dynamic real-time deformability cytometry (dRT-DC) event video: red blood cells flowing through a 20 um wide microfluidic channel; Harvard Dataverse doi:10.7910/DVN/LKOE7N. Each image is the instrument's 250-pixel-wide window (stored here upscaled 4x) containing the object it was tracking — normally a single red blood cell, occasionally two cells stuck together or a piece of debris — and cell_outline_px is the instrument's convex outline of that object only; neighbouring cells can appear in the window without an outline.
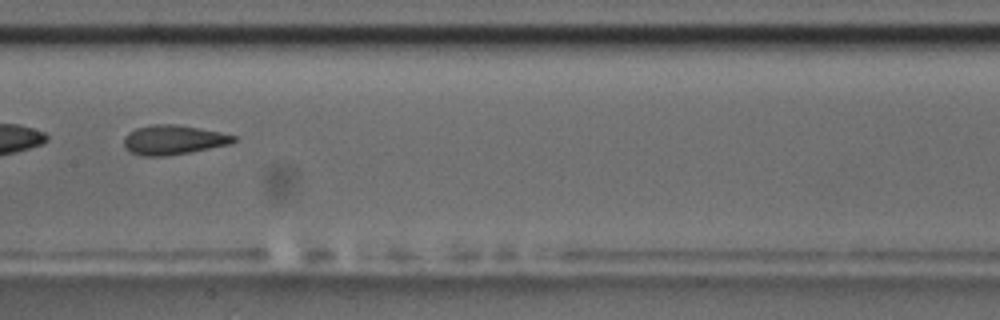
{"species": "common noctule bat (a hibernating species)", "species_latin": "Nyctalus noctula", "temperature_condition": "room temperature", "stored_images_in_passage": 14, "camera_frame_rate_fps": 3000, "um_per_image_px": 0.085, "animal": {"sex": "male", "body_mass_g": 17.5, "forearm_length_mm": 52.3}, "frame": {"image": 1, "passage_image": 7, "time_ms": 7.0, "image_size_px": [1000, 320], "cell_outline_px": [[236, 140], [232, 144], [188, 152], [164, 156], [140, 156], [124, 148], [124, 136], [128, 132], [136, 128], [152, 124], [172, 124], [220, 132], [236, 136]], "centroid_in_image_um": [14.7, 11.89], "position_along_channel_um": 192.7, "area_um2": 18.73}, "authors_computed_cell_mechanics": {"area_um2": 18.8139, "velocity_mm_per_s": 3.5569, "shape_relaxation_time_tau1_ms": 3.5341, "shape_relaxation_time_tau2_ms": 1.1556, "deformation_change_tau1": 0.1337, "deformation_change_tau2": 0.0868}}